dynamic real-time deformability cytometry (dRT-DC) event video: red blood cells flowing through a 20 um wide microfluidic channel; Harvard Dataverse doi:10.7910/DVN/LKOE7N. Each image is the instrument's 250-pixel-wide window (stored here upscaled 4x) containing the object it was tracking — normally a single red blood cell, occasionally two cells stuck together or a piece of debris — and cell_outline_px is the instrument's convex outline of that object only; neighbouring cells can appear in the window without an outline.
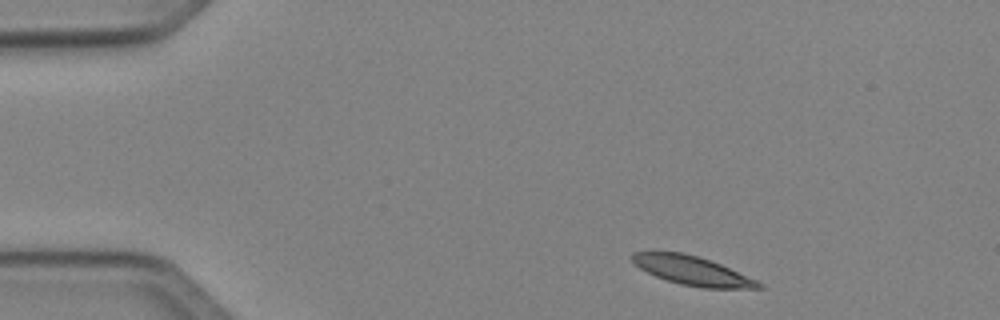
{"species": "Egyptian fruit bat (a non-hibernating species)", "species_latin": "Rousettus aegyptiacus", "temperature_condition": "cold", "stored_images_in_passage": 3, "camera_frame_rate_fps": 3000, "um_per_image_px": 0.085, "animal": {"sex": "female"}, "frame": {"image": 1, "passage_image": 1, "time_ms": 0.0, "image_size_px": [1000, 320], "cell_outline_px": [[764, 288], [700, 288], [680, 284], [656, 276], [640, 268], [632, 260], [632, 252], [684, 252], [720, 264], [756, 280], [764, 284]], "centroid_in_image_um": [58.86, 23.01], "position_along_channel_um": 26.1, "area_um2": 20.92}}
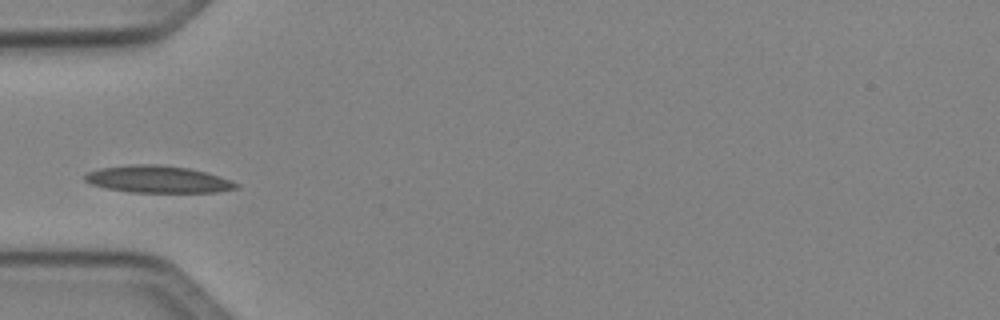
{"frame": {"image": 2, "passage_image": 3, "time_ms": 3.0, "image_size_px": [1000, 320], "cell_outline_px": [[240, 188], [216, 192], [132, 192], [108, 188], [92, 184], [84, 180], [84, 176], [88, 172], [100, 168], [128, 164], [160, 164], [188, 168], [208, 172], [232, 180], [240, 184]], "centroid_in_image_um": [13.48, 15.23], "position_along_channel_um": 71.5, "area_um2": 23.99}}